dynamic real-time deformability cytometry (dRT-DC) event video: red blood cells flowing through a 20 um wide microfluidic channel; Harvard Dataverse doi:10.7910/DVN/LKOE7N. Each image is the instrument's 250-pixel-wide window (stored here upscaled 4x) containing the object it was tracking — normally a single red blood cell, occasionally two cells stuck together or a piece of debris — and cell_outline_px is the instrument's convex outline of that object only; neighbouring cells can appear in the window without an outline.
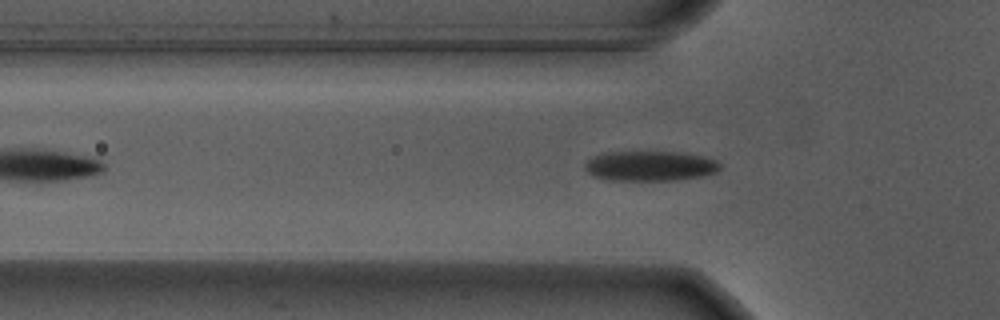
{"species": "Egyptian fruit bat (a non-hibernating species)", "species_latin": "Rousettus aegyptiacus", "temperature_condition": "warm", "stored_images_in_passage": 32, "camera_frame_rate_fps": 3000, "um_per_image_px": 0.085, "animal": {"sex": "male"}, "frame": {"image": 1, "passage_image": 2, "time_ms": 0.333, "image_size_px": [1000, 320], "cell_outline_px": [[720, 168], [716, 172], [704, 176], [676, 180], [608, 180], [592, 176], [584, 168], [584, 164], [592, 156], [604, 152], [684, 152], [716, 160], [720, 164]], "centroid_in_image_um": [55.23, 14.11], "position_along_channel_um": 70.6, "area_um2": 23.76}}
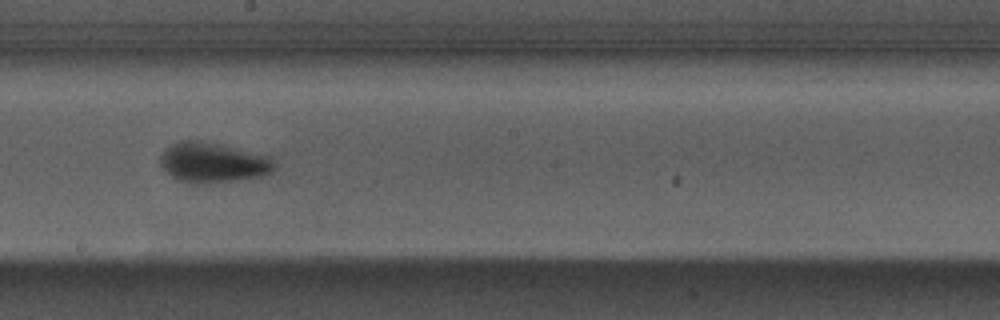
{"frame": {"image": 2, "passage_image": 15, "time_ms": 4.667, "image_size_px": [1000, 320], "cell_outline_px": [[276, 168], [272, 172], [260, 176], [208, 184], [196, 184], [180, 180], [172, 176], [160, 164], [160, 156], [172, 144], [180, 140], [200, 140], [224, 144], [268, 156]], "centroid_in_image_um": [18.1, 13.8], "position_along_channel_um": 230.1, "area_um2": 26.53}}
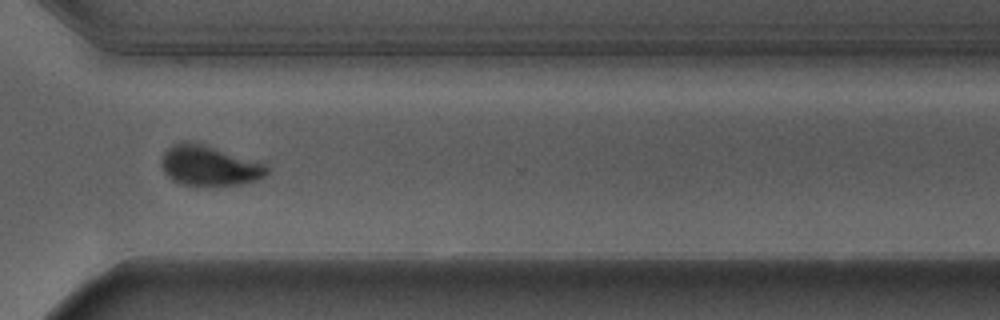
{"frame": {"image": 3, "passage_image": 25, "time_ms": 8.0, "image_size_px": [1000, 320], "cell_outline_px": [[268, 172], [264, 176], [256, 180], [240, 184], [208, 188], [180, 184], [172, 180], [164, 172], [160, 164], [160, 160], [164, 152], [172, 144], [180, 140], [196, 140], [264, 164], [268, 168]], "centroid_in_image_um": [17.71, 14.08], "position_along_channel_um": 352.9, "area_um2": 25.61}, "authors_computed_cell_mechanics": {"area_um2": 25.3164, "velocity_mm_per_s": 3.6856, "shape_relaxation_time_tau1_ms": 2.386, "shape_relaxation_time_tau2_ms": null, "deformation_change_tau1": 0.1491, "deformation_change_tau2": null}}